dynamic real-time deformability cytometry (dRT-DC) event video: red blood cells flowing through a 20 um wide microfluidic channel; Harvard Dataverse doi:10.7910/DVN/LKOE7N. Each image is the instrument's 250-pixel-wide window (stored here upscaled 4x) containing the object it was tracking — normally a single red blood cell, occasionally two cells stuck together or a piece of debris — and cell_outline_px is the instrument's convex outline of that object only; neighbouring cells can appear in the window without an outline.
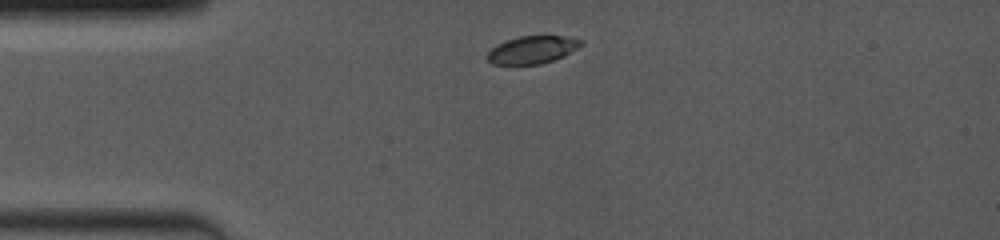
{"species": "common noctule bat (a hibernating species)", "species_latin": "Nyctalus noctula", "temperature_condition": "room temperature", "stored_images_in_passage": 24, "camera_frame_rate_fps": 4000, "um_per_image_px": 0.085, "animal": {"sex": "female", "body_mass_g": 19.0, "forearm_length_mm": 53.3}, "frame": {"image": 1, "passage_image": 1, "time_ms": 0.0, "image_size_px": [1000, 240], "cell_outline_px": [[584, 44], [564, 56], [540, 64], [492, 64], [488, 60], [488, 52], [492, 48], [508, 40], [520, 36], [564, 36], [584, 40]], "centroid_in_image_um": [45.3, 4.23], "position_along_channel_um": 39.7, "area_um2": 14.85}}
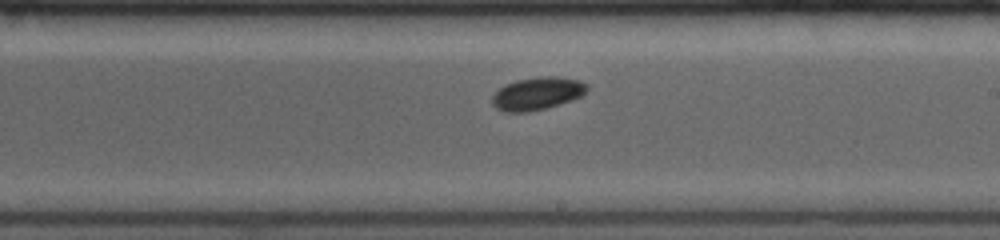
{"frame": {"image": 2, "passage_image": 14, "time_ms": 5.75, "image_size_px": [1000, 240], "cell_outline_px": [[588, 88], [580, 96], [560, 104], [528, 112], [504, 112], [496, 108], [492, 104], [492, 96], [504, 84], [516, 80], [544, 76], [556, 76], [580, 80], [588, 84]], "centroid_in_image_um": [45.65, 7.94], "position_along_channel_um": 243.4, "area_um2": 18.03}}
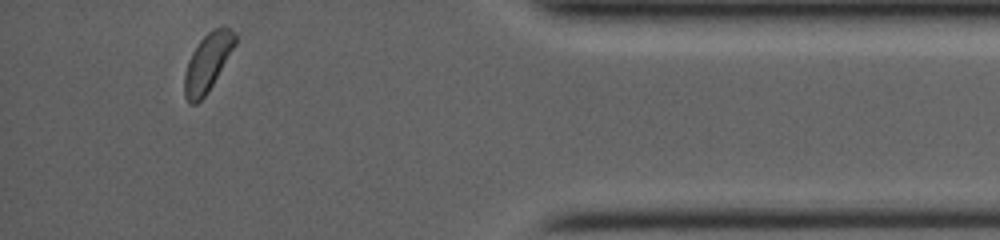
{"frame": {"image": 3, "passage_image": 24, "time_ms": 10.75, "image_size_px": [1000, 240], "cell_outline_px": [[236, 44], [208, 92], [196, 104], [188, 104], [184, 96], [184, 72], [192, 52], [200, 40], [212, 28], [224, 24], [236, 36]], "centroid_in_image_um": [17.63, 5.31], "position_along_channel_um": 417.6, "area_um2": 17.11}, "authors_computed_cell_mechanics": {"area_um2": 17.1955, "velocity_mm_per_s": 4.0342, "shape_relaxation_time_tau1_ms": 1.4634, "shape_relaxation_time_tau2_ms": null, "deformation_change_tau1": 0.0659, "deformation_change_tau2": null}}